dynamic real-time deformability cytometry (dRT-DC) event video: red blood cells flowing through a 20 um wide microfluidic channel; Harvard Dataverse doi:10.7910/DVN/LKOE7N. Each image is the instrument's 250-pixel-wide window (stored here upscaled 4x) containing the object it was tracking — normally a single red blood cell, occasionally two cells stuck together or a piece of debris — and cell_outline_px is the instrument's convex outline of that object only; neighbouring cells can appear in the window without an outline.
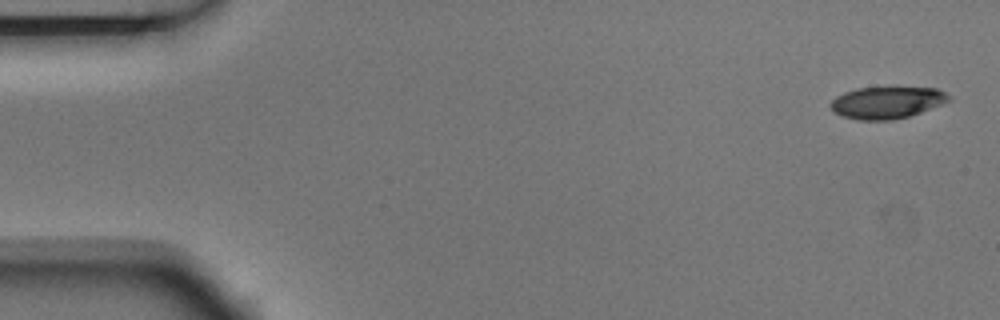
{"species": "Egyptian fruit bat (a non-hibernating species)", "species_latin": "Rousettus aegyptiacus", "temperature_condition": "room temperature", "stored_images_in_passage": 5, "camera_frame_rate_fps": 3000, "um_per_image_px": 0.085, "animal": {"sex": "male"}, "frame": {"image": 1, "passage_image": 1, "time_ms": 0.0, "image_size_px": [1000, 320], "cell_outline_px": [[952, 96], [948, 100], [940, 104], [920, 112], [908, 116], [892, 120], [860, 120], [844, 116], [836, 112], [828, 104], [836, 96], [844, 92], [856, 88], [892, 84], [936, 88]], "centroid_in_image_um": [75.39, 8.64], "position_along_channel_um": 9.6, "area_um2": 22.72}}
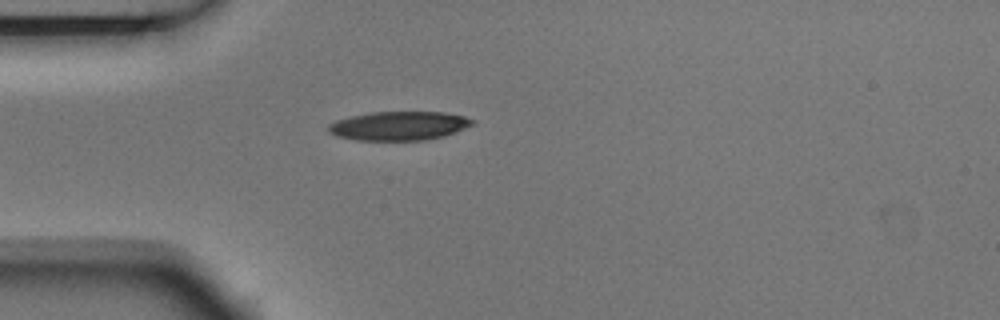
{"frame": {"image": 2, "passage_image": 5, "time_ms": 1.333, "image_size_px": [1000, 320], "cell_outline_px": [[476, 124], [456, 132], [444, 136], [424, 140], [356, 140], [340, 136], [328, 132], [328, 124], [336, 120], [368, 112], [444, 112], [464, 116], [476, 120]], "centroid_in_image_um": [33.96, 10.69], "position_along_channel_um": 51.0, "area_um2": 24.33}}